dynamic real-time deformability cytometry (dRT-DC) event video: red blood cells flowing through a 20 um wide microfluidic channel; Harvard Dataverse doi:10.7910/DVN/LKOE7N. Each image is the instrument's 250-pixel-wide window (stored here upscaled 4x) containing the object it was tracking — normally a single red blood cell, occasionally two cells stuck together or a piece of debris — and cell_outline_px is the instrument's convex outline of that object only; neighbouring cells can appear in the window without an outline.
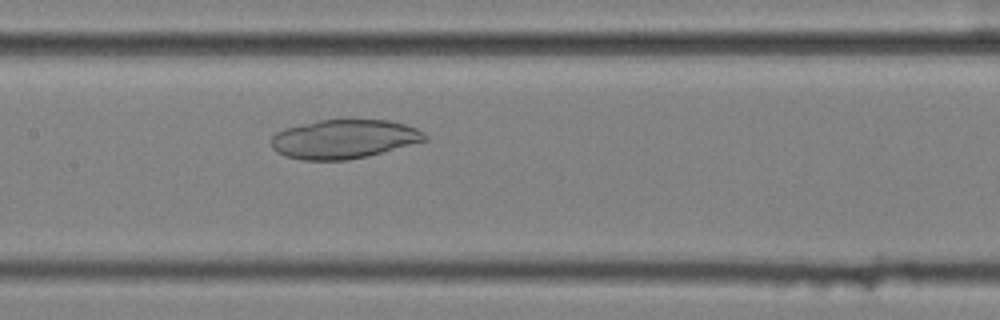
{"species": "common noctule bat (a hibernating species)", "species_latin": "Nyctalus noctula", "temperature_condition": "cold", "stored_images_in_passage": 56, "camera_frame_rate_fps": 3000, "um_per_image_px": 0.085, "animal": {"sex": "female", "body_mass_g": 25.1}, "frame": {"image": 1, "passage_image": 27, "time_ms": 8.667, "image_size_px": [1000, 320], "cell_outline_px": [[428, 140], [348, 160], [304, 160], [284, 156], [276, 152], [272, 148], [272, 136], [276, 132], [284, 128], [300, 124], [320, 120], [388, 120], [404, 124], [416, 128], [424, 132], [428, 136]], "centroid_in_image_um": [29.2, 11.82], "position_along_channel_um": 178.2, "area_um2": 34.68}}
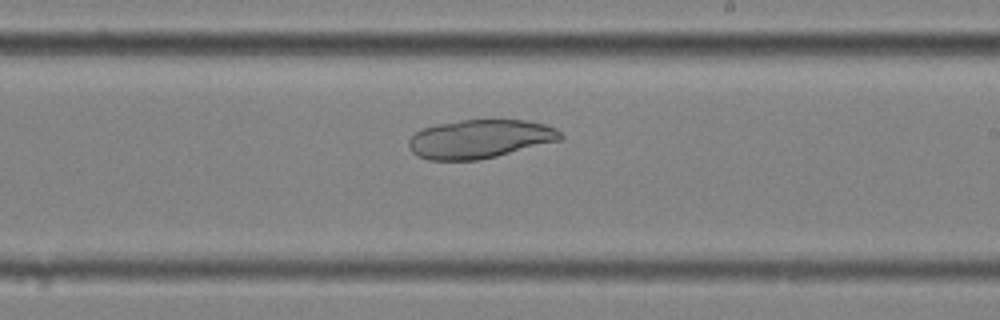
{"frame": {"image": 2, "passage_image": 33, "time_ms": 10.667, "image_size_px": [1000, 320], "cell_outline_px": [[564, 136], [560, 140], [480, 160], [428, 160], [416, 156], [408, 148], [408, 140], [420, 128], [436, 124], [460, 120], [528, 120], [544, 124], [556, 128]], "centroid_in_image_um": [40.74, 11.81], "position_along_channel_um": 248.3, "area_um2": 34.33}}
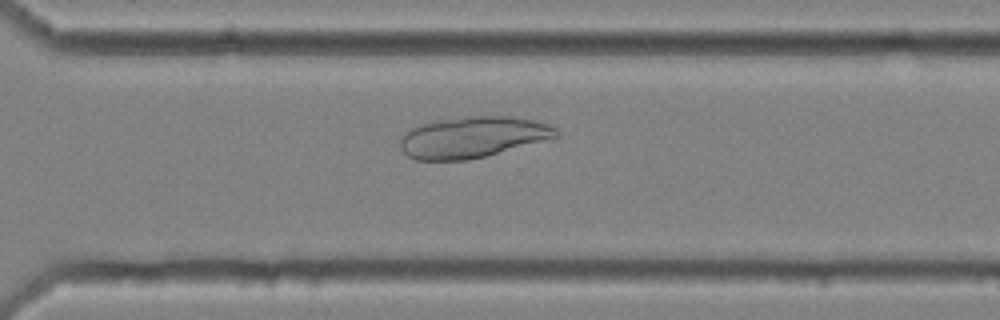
{"frame": {"image": 3, "passage_image": 40, "time_ms": 13.0, "image_size_px": [1000, 320], "cell_outline_px": [[560, 136], [484, 156], [468, 160], [416, 160], [408, 156], [400, 148], [400, 140], [404, 132], [420, 124], [436, 120], [464, 116], [508, 116], [532, 120], [548, 124], [556, 128], [560, 132]], "centroid_in_image_um": [40.14, 11.65], "position_along_channel_um": 330.5, "area_um2": 37.28}}